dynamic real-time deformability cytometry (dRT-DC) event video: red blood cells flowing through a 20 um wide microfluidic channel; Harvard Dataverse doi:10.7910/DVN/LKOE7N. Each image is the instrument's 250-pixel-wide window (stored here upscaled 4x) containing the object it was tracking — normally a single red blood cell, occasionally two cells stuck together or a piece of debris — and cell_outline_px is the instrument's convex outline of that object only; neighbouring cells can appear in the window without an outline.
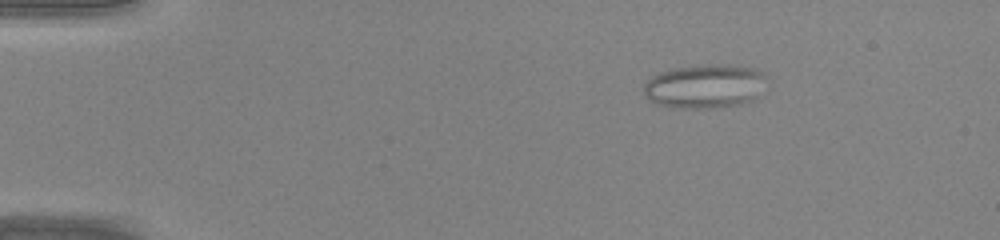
{"species": "common noctule bat (a hibernating species)", "species_latin": "Nyctalus noctula", "temperature_condition": "warm", "stored_images_in_passage": 46, "camera_frame_rate_fps": 3000, "um_per_image_px": 0.085, "animal": {"sex": "male", "body_mass_g": 20.0, "forearm_length_mm": 53.3}, "frame": {"image": 1, "passage_image": 8, "time_ms": 2.333, "image_size_px": [1000, 240], "cell_outline_px": [[768, 80], [756, 96], [752, 100], [744, 104], [708, 108], [672, 108], [652, 104], [644, 96], [644, 84], [652, 76], [660, 72], [676, 68], [696, 64], [732, 64], [756, 68], [764, 72], [768, 76]], "centroid_in_image_um": [59.92, 7.32], "position_along_channel_um": 25.1, "area_um2": 32.31}}
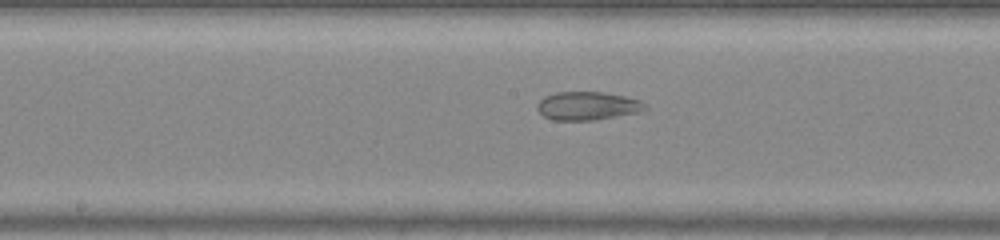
{"frame": {"image": 2, "passage_image": 25, "time_ms": 8.0, "image_size_px": [1000, 240], "cell_outline_px": [[648, 108], [636, 112], [592, 120], [552, 120], [544, 116], [536, 108], [536, 104], [544, 96], [556, 92], [604, 92], [624, 96], [640, 100], [648, 104]], "centroid_in_image_um": [49.91, 8.99], "position_along_channel_um": 198.3, "area_um2": 17.74}}
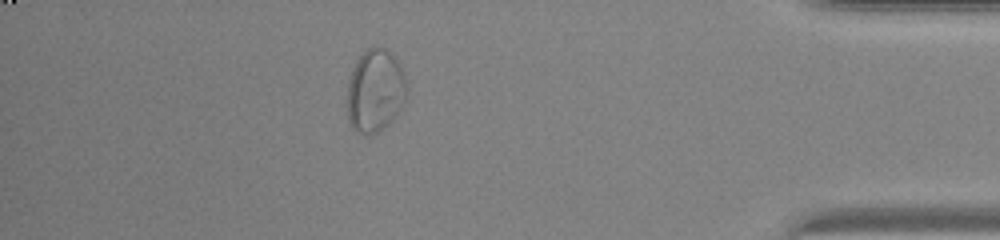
{"frame": {"image": 3, "passage_image": 41, "time_ms": 13.333, "image_size_px": [1000, 240], "cell_outline_px": [[408, 96], [396, 116], [388, 124], [376, 132], [364, 136], [356, 132], [348, 124], [348, 80], [356, 60], [372, 44], [384, 48], [400, 64], [404, 72], [408, 84]], "centroid_in_image_um": [31.91, 7.72], "position_along_channel_um": 403.3, "area_um2": 29.25}}